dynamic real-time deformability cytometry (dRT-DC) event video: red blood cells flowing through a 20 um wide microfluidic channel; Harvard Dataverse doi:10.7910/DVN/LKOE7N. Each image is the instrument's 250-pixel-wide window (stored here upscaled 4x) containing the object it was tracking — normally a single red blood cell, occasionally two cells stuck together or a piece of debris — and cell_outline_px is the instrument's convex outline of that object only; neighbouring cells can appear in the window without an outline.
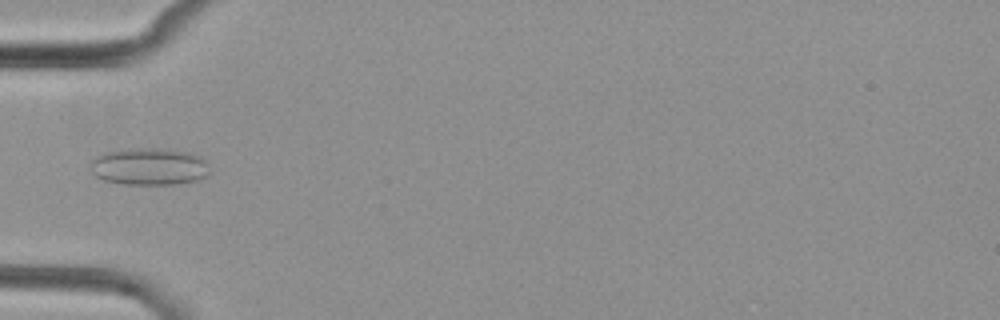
{"species": "common noctule bat (a hibernating species)", "species_latin": "Nyctalus noctula", "temperature_condition": "cold", "stored_images_in_passage": 4, "camera_frame_rate_fps": 3000, "um_per_image_px": 0.085, "animal": {"sex": "female", "body_mass_g": 29.2, "forearm_length_mm": 56.3}, "frame": {"image": 1, "passage_image": 4, "time_ms": 3.667, "image_size_px": [1000, 320], "cell_outline_px": [[208, 176], [196, 180], [172, 184], [124, 184], [104, 180], [96, 176], [92, 172], [88, 164], [88, 160], [104, 152], [120, 148], [164, 148], [188, 152], [200, 156], [204, 160], [208, 172]], "centroid_in_image_um": [12.6, 14.13], "position_along_channel_um": 72.4, "area_um2": 26.13}}